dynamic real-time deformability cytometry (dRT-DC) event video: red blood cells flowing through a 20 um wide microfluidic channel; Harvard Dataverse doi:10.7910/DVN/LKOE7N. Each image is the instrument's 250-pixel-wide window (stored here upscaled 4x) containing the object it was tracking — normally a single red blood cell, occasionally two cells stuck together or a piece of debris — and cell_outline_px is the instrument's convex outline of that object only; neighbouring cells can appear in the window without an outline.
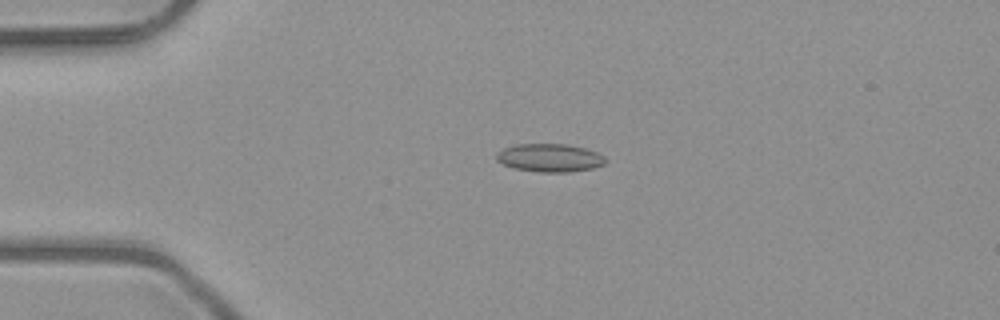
{"species": "common noctule bat (a hibernating species)", "species_latin": "Nyctalus noctula", "temperature_condition": "room temperature", "stored_images_in_passage": 39, "camera_frame_rate_fps": 3000, "um_per_image_px": 0.085, "animal": {"sex": "male", "body_mass_g": 23.1, "forearm_length_mm": 52.7}, "frame": {"image": 1, "passage_image": 6, "time_ms": 1.667, "image_size_px": [1000, 320], "cell_outline_px": [[604, 164], [592, 168], [568, 172], [540, 172], [512, 168], [496, 160], [496, 152], [504, 148], [516, 144], [564, 144], [584, 148], [596, 152], [604, 156]], "centroid_in_image_um": [46.68, 13.41], "position_along_channel_um": 38.3, "area_um2": 17.74}}
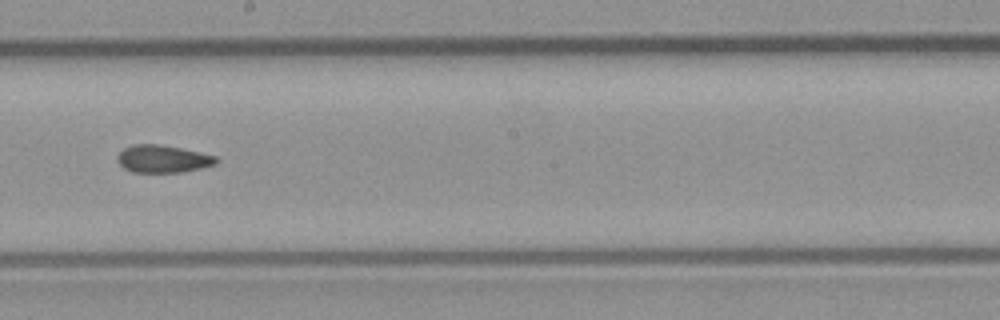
{"frame": {"image": 2, "passage_image": 23, "time_ms": 7.333, "image_size_px": [1000, 320], "cell_outline_px": [[220, 160], [216, 164], [200, 168], [180, 172], [132, 172], [124, 168], [116, 160], [116, 156], [124, 148], [132, 144], [156, 144], [180, 148], [216, 156]], "centroid_in_image_um": [13.82, 13.5], "position_along_channel_um": 234.4, "area_um2": 15.78}}
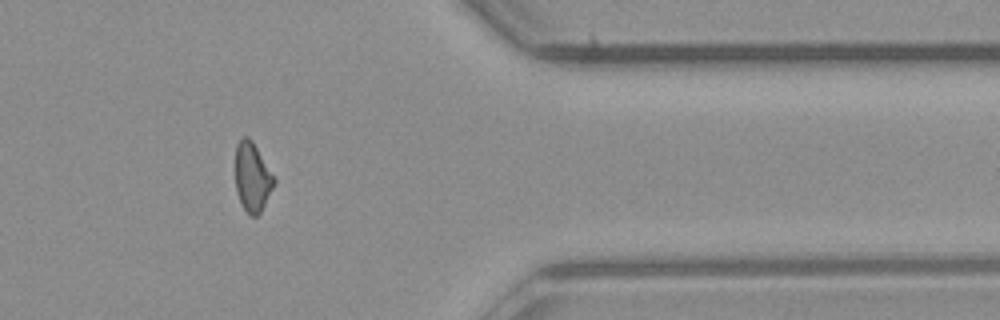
{"frame": {"image": 3, "passage_image": 36, "time_ms": 11.667, "image_size_px": [1000, 320], "cell_outline_px": [[276, 180], [260, 212], [256, 216], [252, 216], [244, 208], [236, 192], [236, 144], [244, 136], [248, 136], [252, 140]], "centroid_in_image_um": [21.43, 15.02], "position_along_channel_um": 390.0, "area_um2": 15.14}, "authors_computed_cell_mechanics": {"area_um2": 16.184, "velocity_mm_per_s": 4.051, "shape_relaxation_time_tau1_ms": null, "shape_relaxation_time_tau2_ms": 3.1168, "deformation_change_tau1": null, "deformation_change_tau2": 0.0926}}